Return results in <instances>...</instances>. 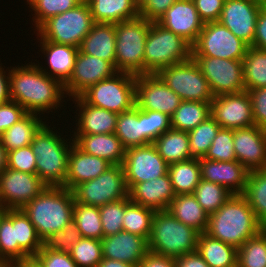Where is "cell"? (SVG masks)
Wrapping results in <instances>:
<instances>
[{
    "label": "cell",
    "instance_id": "6da1fadb",
    "mask_svg": "<svg viewBox=\"0 0 266 267\" xmlns=\"http://www.w3.org/2000/svg\"><path fill=\"white\" fill-rule=\"evenodd\" d=\"M9 86L11 100L22 106L27 113L42 115L56 113L65 102L64 85L43 72L31 61L26 65L10 66ZM63 99V100H62Z\"/></svg>",
    "mask_w": 266,
    "mask_h": 267
},
{
    "label": "cell",
    "instance_id": "7a4b0ae2",
    "mask_svg": "<svg viewBox=\"0 0 266 267\" xmlns=\"http://www.w3.org/2000/svg\"><path fill=\"white\" fill-rule=\"evenodd\" d=\"M264 229L243 194L231 197L208 217L205 233L239 249Z\"/></svg>",
    "mask_w": 266,
    "mask_h": 267
},
{
    "label": "cell",
    "instance_id": "3957f363",
    "mask_svg": "<svg viewBox=\"0 0 266 267\" xmlns=\"http://www.w3.org/2000/svg\"><path fill=\"white\" fill-rule=\"evenodd\" d=\"M48 126L45 123L34 135L30 144L36 156V174L47 186L64 187L70 150L74 141L72 137L70 140L67 138L65 140L61 137L64 133L58 132L56 127L50 128L51 124ZM54 129L56 130L53 131Z\"/></svg>",
    "mask_w": 266,
    "mask_h": 267
},
{
    "label": "cell",
    "instance_id": "277c9868",
    "mask_svg": "<svg viewBox=\"0 0 266 267\" xmlns=\"http://www.w3.org/2000/svg\"><path fill=\"white\" fill-rule=\"evenodd\" d=\"M74 204L75 199L71 190L47 186L22 210L43 242L51 234L63 230L73 220Z\"/></svg>",
    "mask_w": 266,
    "mask_h": 267
},
{
    "label": "cell",
    "instance_id": "5b68a950",
    "mask_svg": "<svg viewBox=\"0 0 266 267\" xmlns=\"http://www.w3.org/2000/svg\"><path fill=\"white\" fill-rule=\"evenodd\" d=\"M199 234L168 210L155 211L148 248L152 253L175 258L196 251Z\"/></svg>",
    "mask_w": 266,
    "mask_h": 267
},
{
    "label": "cell",
    "instance_id": "8992f818",
    "mask_svg": "<svg viewBox=\"0 0 266 267\" xmlns=\"http://www.w3.org/2000/svg\"><path fill=\"white\" fill-rule=\"evenodd\" d=\"M191 57L192 46L187 41L158 22H151L144 51V74H157Z\"/></svg>",
    "mask_w": 266,
    "mask_h": 267
},
{
    "label": "cell",
    "instance_id": "52a82bcc",
    "mask_svg": "<svg viewBox=\"0 0 266 267\" xmlns=\"http://www.w3.org/2000/svg\"><path fill=\"white\" fill-rule=\"evenodd\" d=\"M151 22L137 17L115 23L116 71L144 74V51Z\"/></svg>",
    "mask_w": 266,
    "mask_h": 267
},
{
    "label": "cell",
    "instance_id": "ba28073f",
    "mask_svg": "<svg viewBox=\"0 0 266 267\" xmlns=\"http://www.w3.org/2000/svg\"><path fill=\"white\" fill-rule=\"evenodd\" d=\"M93 24L90 7L87 1L83 0L74 8L49 18L35 34L46 41L79 48Z\"/></svg>",
    "mask_w": 266,
    "mask_h": 267
},
{
    "label": "cell",
    "instance_id": "9c48e42d",
    "mask_svg": "<svg viewBox=\"0 0 266 267\" xmlns=\"http://www.w3.org/2000/svg\"><path fill=\"white\" fill-rule=\"evenodd\" d=\"M135 84L136 75L117 72L89 87L80 97L94 107L120 114L136 105Z\"/></svg>",
    "mask_w": 266,
    "mask_h": 267
},
{
    "label": "cell",
    "instance_id": "30bf717a",
    "mask_svg": "<svg viewBox=\"0 0 266 267\" xmlns=\"http://www.w3.org/2000/svg\"><path fill=\"white\" fill-rule=\"evenodd\" d=\"M157 75L182 101L211 102L214 98L208 80L192 57L161 69Z\"/></svg>",
    "mask_w": 266,
    "mask_h": 267
},
{
    "label": "cell",
    "instance_id": "8fae6325",
    "mask_svg": "<svg viewBox=\"0 0 266 267\" xmlns=\"http://www.w3.org/2000/svg\"><path fill=\"white\" fill-rule=\"evenodd\" d=\"M72 192L75 202L97 207L129 197L124 168L112 165L95 179L77 185Z\"/></svg>",
    "mask_w": 266,
    "mask_h": 267
},
{
    "label": "cell",
    "instance_id": "7c38bea8",
    "mask_svg": "<svg viewBox=\"0 0 266 267\" xmlns=\"http://www.w3.org/2000/svg\"><path fill=\"white\" fill-rule=\"evenodd\" d=\"M249 45L237 38L220 22H206L192 45V57L242 60Z\"/></svg>",
    "mask_w": 266,
    "mask_h": 267
},
{
    "label": "cell",
    "instance_id": "4fadbf2b",
    "mask_svg": "<svg viewBox=\"0 0 266 267\" xmlns=\"http://www.w3.org/2000/svg\"><path fill=\"white\" fill-rule=\"evenodd\" d=\"M208 80L214 96L246 91L242 60L192 57Z\"/></svg>",
    "mask_w": 266,
    "mask_h": 267
},
{
    "label": "cell",
    "instance_id": "5bb4252c",
    "mask_svg": "<svg viewBox=\"0 0 266 267\" xmlns=\"http://www.w3.org/2000/svg\"><path fill=\"white\" fill-rule=\"evenodd\" d=\"M46 187L37 174L7 168L0 173V207L22 209Z\"/></svg>",
    "mask_w": 266,
    "mask_h": 267
},
{
    "label": "cell",
    "instance_id": "9a60e30c",
    "mask_svg": "<svg viewBox=\"0 0 266 267\" xmlns=\"http://www.w3.org/2000/svg\"><path fill=\"white\" fill-rule=\"evenodd\" d=\"M128 189L168 173L169 164L159 155L153 143L126 149L122 164Z\"/></svg>",
    "mask_w": 266,
    "mask_h": 267
},
{
    "label": "cell",
    "instance_id": "2e32d148",
    "mask_svg": "<svg viewBox=\"0 0 266 267\" xmlns=\"http://www.w3.org/2000/svg\"><path fill=\"white\" fill-rule=\"evenodd\" d=\"M135 99L139 109L159 111L169 117L182 101L157 74L136 75Z\"/></svg>",
    "mask_w": 266,
    "mask_h": 267
},
{
    "label": "cell",
    "instance_id": "e0dca14e",
    "mask_svg": "<svg viewBox=\"0 0 266 267\" xmlns=\"http://www.w3.org/2000/svg\"><path fill=\"white\" fill-rule=\"evenodd\" d=\"M210 116L221 128L238 129L255 125L247 91L214 96L210 102Z\"/></svg>",
    "mask_w": 266,
    "mask_h": 267
},
{
    "label": "cell",
    "instance_id": "ac0fdd59",
    "mask_svg": "<svg viewBox=\"0 0 266 267\" xmlns=\"http://www.w3.org/2000/svg\"><path fill=\"white\" fill-rule=\"evenodd\" d=\"M117 71L108 61L78 51L73 72L64 84L66 96L79 97L89 87L112 77Z\"/></svg>",
    "mask_w": 266,
    "mask_h": 267
},
{
    "label": "cell",
    "instance_id": "d6986e66",
    "mask_svg": "<svg viewBox=\"0 0 266 267\" xmlns=\"http://www.w3.org/2000/svg\"><path fill=\"white\" fill-rule=\"evenodd\" d=\"M262 6L254 0H225L218 22L253 46L257 16Z\"/></svg>",
    "mask_w": 266,
    "mask_h": 267
},
{
    "label": "cell",
    "instance_id": "ffe728a7",
    "mask_svg": "<svg viewBox=\"0 0 266 267\" xmlns=\"http://www.w3.org/2000/svg\"><path fill=\"white\" fill-rule=\"evenodd\" d=\"M236 159L249 171L266 169V130L255 125L233 129Z\"/></svg>",
    "mask_w": 266,
    "mask_h": 267
},
{
    "label": "cell",
    "instance_id": "44dd1931",
    "mask_svg": "<svg viewBox=\"0 0 266 267\" xmlns=\"http://www.w3.org/2000/svg\"><path fill=\"white\" fill-rule=\"evenodd\" d=\"M157 22L181 36L191 46L196 42L204 25L193 0H177Z\"/></svg>",
    "mask_w": 266,
    "mask_h": 267
},
{
    "label": "cell",
    "instance_id": "7402d4cb",
    "mask_svg": "<svg viewBox=\"0 0 266 267\" xmlns=\"http://www.w3.org/2000/svg\"><path fill=\"white\" fill-rule=\"evenodd\" d=\"M201 179L225 187L231 194H244L249 170L235 161L199 159Z\"/></svg>",
    "mask_w": 266,
    "mask_h": 267
},
{
    "label": "cell",
    "instance_id": "603a6c76",
    "mask_svg": "<svg viewBox=\"0 0 266 267\" xmlns=\"http://www.w3.org/2000/svg\"><path fill=\"white\" fill-rule=\"evenodd\" d=\"M101 243L104 258L131 263L135 266H138L149 252L146 238L127 231L103 237Z\"/></svg>",
    "mask_w": 266,
    "mask_h": 267
},
{
    "label": "cell",
    "instance_id": "cb8c5ba5",
    "mask_svg": "<svg viewBox=\"0 0 266 267\" xmlns=\"http://www.w3.org/2000/svg\"><path fill=\"white\" fill-rule=\"evenodd\" d=\"M36 38H38L37 40L40 42V46L38 45V47L41 48L40 51L48 63V66H45L46 69L37 61L38 66L47 75L57 79L64 85L69 80L73 72L79 48L46 41L38 34Z\"/></svg>",
    "mask_w": 266,
    "mask_h": 267
},
{
    "label": "cell",
    "instance_id": "d4e9b609",
    "mask_svg": "<svg viewBox=\"0 0 266 267\" xmlns=\"http://www.w3.org/2000/svg\"><path fill=\"white\" fill-rule=\"evenodd\" d=\"M72 101L77 108L79 107L74 112L77 114L75 115V123H77L72 131L73 134L115 133L118 114L87 104L80 96L72 98Z\"/></svg>",
    "mask_w": 266,
    "mask_h": 267
},
{
    "label": "cell",
    "instance_id": "484cf974",
    "mask_svg": "<svg viewBox=\"0 0 266 267\" xmlns=\"http://www.w3.org/2000/svg\"><path fill=\"white\" fill-rule=\"evenodd\" d=\"M175 196L168 173L150 181L136 183L129 189L131 202L156 211L167 210Z\"/></svg>",
    "mask_w": 266,
    "mask_h": 267
},
{
    "label": "cell",
    "instance_id": "4316f807",
    "mask_svg": "<svg viewBox=\"0 0 266 267\" xmlns=\"http://www.w3.org/2000/svg\"><path fill=\"white\" fill-rule=\"evenodd\" d=\"M74 144L83 152L103 158L112 165H122L126 148L113 134H71Z\"/></svg>",
    "mask_w": 266,
    "mask_h": 267
},
{
    "label": "cell",
    "instance_id": "83f0119b",
    "mask_svg": "<svg viewBox=\"0 0 266 267\" xmlns=\"http://www.w3.org/2000/svg\"><path fill=\"white\" fill-rule=\"evenodd\" d=\"M111 166L107 160L87 154L73 144L64 187L72 191L77 185L95 179Z\"/></svg>",
    "mask_w": 266,
    "mask_h": 267
},
{
    "label": "cell",
    "instance_id": "f1b7e54d",
    "mask_svg": "<svg viewBox=\"0 0 266 267\" xmlns=\"http://www.w3.org/2000/svg\"><path fill=\"white\" fill-rule=\"evenodd\" d=\"M116 34L114 23H94L82 40L79 51L110 62L116 70Z\"/></svg>",
    "mask_w": 266,
    "mask_h": 267
},
{
    "label": "cell",
    "instance_id": "f546056e",
    "mask_svg": "<svg viewBox=\"0 0 266 267\" xmlns=\"http://www.w3.org/2000/svg\"><path fill=\"white\" fill-rule=\"evenodd\" d=\"M94 23H120L139 16L138 0H86Z\"/></svg>",
    "mask_w": 266,
    "mask_h": 267
},
{
    "label": "cell",
    "instance_id": "4dcf8cb0",
    "mask_svg": "<svg viewBox=\"0 0 266 267\" xmlns=\"http://www.w3.org/2000/svg\"><path fill=\"white\" fill-rule=\"evenodd\" d=\"M115 135L126 149L146 145L145 111L135 105L118 114Z\"/></svg>",
    "mask_w": 266,
    "mask_h": 267
},
{
    "label": "cell",
    "instance_id": "1f68e13d",
    "mask_svg": "<svg viewBox=\"0 0 266 267\" xmlns=\"http://www.w3.org/2000/svg\"><path fill=\"white\" fill-rule=\"evenodd\" d=\"M196 251L209 267H237L238 249L206 233H200Z\"/></svg>",
    "mask_w": 266,
    "mask_h": 267
},
{
    "label": "cell",
    "instance_id": "d6a6232c",
    "mask_svg": "<svg viewBox=\"0 0 266 267\" xmlns=\"http://www.w3.org/2000/svg\"><path fill=\"white\" fill-rule=\"evenodd\" d=\"M43 115L27 113L22 119L5 130L0 136L2 145L10 152L28 146L32 143L34 135L46 123Z\"/></svg>",
    "mask_w": 266,
    "mask_h": 267
},
{
    "label": "cell",
    "instance_id": "836d02e7",
    "mask_svg": "<svg viewBox=\"0 0 266 267\" xmlns=\"http://www.w3.org/2000/svg\"><path fill=\"white\" fill-rule=\"evenodd\" d=\"M167 210L180 222L205 233L209 215L193 194L176 195Z\"/></svg>",
    "mask_w": 266,
    "mask_h": 267
},
{
    "label": "cell",
    "instance_id": "e575fe53",
    "mask_svg": "<svg viewBox=\"0 0 266 267\" xmlns=\"http://www.w3.org/2000/svg\"><path fill=\"white\" fill-rule=\"evenodd\" d=\"M159 155L170 165L192 159L187 131L170 128L154 142Z\"/></svg>",
    "mask_w": 266,
    "mask_h": 267
},
{
    "label": "cell",
    "instance_id": "d590c367",
    "mask_svg": "<svg viewBox=\"0 0 266 267\" xmlns=\"http://www.w3.org/2000/svg\"><path fill=\"white\" fill-rule=\"evenodd\" d=\"M168 174L176 195L193 194L201 181L199 159L172 163L168 167Z\"/></svg>",
    "mask_w": 266,
    "mask_h": 267
},
{
    "label": "cell",
    "instance_id": "8d00e7d4",
    "mask_svg": "<svg viewBox=\"0 0 266 267\" xmlns=\"http://www.w3.org/2000/svg\"><path fill=\"white\" fill-rule=\"evenodd\" d=\"M30 258L18 245L15 234V209H6L0 215V261Z\"/></svg>",
    "mask_w": 266,
    "mask_h": 267
},
{
    "label": "cell",
    "instance_id": "74e56055",
    "mask_svg": "<svg viewBox=\"0 0 266 267\" xmlns=\"http://www.w3.org/2000/svg\"><path fill=\"white\" fill-rule=\"evenodd\" d=\"M210 116V102L181 101L170 117L171 128L190 131Z\"/></svg>",
    "mask_w": 266,
    "mask_h": 267
},
{
    "label": "cell",
    "instance_id": "f35d334b",
    "mask_svg": "<svg viewBox=\"0 0 266 267\" xmlns=\"http://www.w3.org/2000/svg\"><path fill=\"white\" fill-rule=\"evenodd\" d=\"M254 211L257 220L266 225V169L249 172L246 190L243 194Z\"/></svg>",
    "mask_w": 266,
    "mask_h": 267
},
{
    "label": "cell",
    "instance_id": "ab89813d",
    "mask_svg": "<svg viewBox=\"0 0 266 267\" xmlns=\"http://www.w3.org/2000/svg\"><path fill=\"white\" fill-rule=\"evenodd\" d=\"M242 64L246 91L266 87V51L249 46Z\"/></svg>",
    "mask_w": 266,
    "mask_h": 267
},
{
    "label": "cell",
    "instance_id": "60d3db41",
    "mask_svg": "<svg viewBox=\"0 0 266 267\" xmlns=\"http://www.w3.org/2000/svg\"><path fill=\"white\" fill-rule=\"evenodd\" d=\"M155 211L152 208L130 201L125 206L122 230L142 236L148 240Z\"/></svg>",
    "mask_w": 266,
    "mask_h": 267
},
{
    "label": "cell",
    "instance_id": "b9f144b4",
    "mask_svg": "<svg viewBox=\"0 0 266 267\" xmlns=\"http://www.w3.org/2000/svg\"><path fill=\"white\" fill-rule=\"evenodd\" d=\"M73 222L80 231L81 237L101 240L103 235L99 207L75 202Z\"/></svg>",
    "mask_w": 266,
    "mask_h": 267
},
{
    "label": "cell",
    "instance_id": "7bdbcfd3",
    "mask_svg": "<svg viewBox=\"0 0 266 267\" xmlns=\"http://www.w3.org/2000/svg\"><path fill=\"white\" fill-rule=\"evenodd\" d=\"M220 128L221 126L209 116L196 128L188 131L192 158L200 159L205 156Z\"/></svg>",
    "mask_w": 266,
    "mask_h": 267
},
{
    "label": "cell",
    "instance_id": "ee69618b",
    "mask_svg": "<svg viewBox=\"0 0 266 267\" xmlns=\"http://www.w3.org/2000/svg\"><path fill=\"white\" fill-rule=\"evenodd\" d=\"M193 195L205 212L211 215L215 213L232 194L220 184L201 179Z\"/></svg>",
    "mask_w": 266,
    "mask_h": 267
},
{
    "label": "cell",
    "instance_id": "f6af8a7d",
    "mask_svg": "<svg viewBox=\"0 0 266 267\" xmlns=\"http://www.w3.org/2000/svg\"><path fill=\"white\" fill-rule=\"evenodd\" d=\"M83 0H26L28 7L34 11V14L31 13L32 25L35 28V31L49 18L56 16L57 14H62L78 4Z\"/></svg>",
    "mask_w": 266,
    "mask_h": 267
},
{
    "label": "cell",
    "instance_id": "bcb514c9",
    "mask_svg": "<svg viewBox=\"0 0 266 267\" xmlns=\"http://www.w3.org/2000/svg\"><path fill=\"white\" fill-rule=\"evenodd\" d=\"M237 267H266V232L246 240L238 249Z\"/></svg>",
    "mask_w": 266,
    "mask_h": 267
},
{
    "label": "cell",
    "instance_id": "7dc6e473",
    "mask_svg": "<svg viewBox=\"0 0 266 267\" xmlns=\"http://www.w3.org/2000/svg\"><path fill=\"white\" fill-rule=\"evenodd\" d=\"M15 234L18 245L30 257H34L43 246L34 225L22 209H15Z\"/></svg>",
    "mask_w": 266,
    "mask_h": 267
},
{
    "label": "cell",
    "instance_id": "c3c4849f",
    "mask_svg": "<svg viewBox=\"0 0 266 267\" xmlns=\"http://www.w3.org/2000/svg\"><path fill=\"white\" fill-rule=\"evenodd\" d=\"M69 254L78 267H98L103 259L101 240L81 237Z\"/></svg>",
    "mask_w": 266,
    "mask_h": 267
},
{
    "label": "cell",
    "instance_id": "681fc988",
    "mask_svg": "<svg viewBox=\"0 0 266 267\" xmlns=\"http://www.w3.org/2000/svg\"><path fill=\"white\" fill-rule=\"evenodd\" d=\"M129 202L130 198L126 197L99 207L104 237L115 235L123 231L122 225L125 206Z\"/></svg>",
    "mask_w": 266,
    "mask_h": 267
},
{
    "label": "cell",
    "instance_id": "f907efd6",
    "mask_svg": "<svg viewBox=\"0 0 266 267\" xmlns=\"http://www.w3.org/2000/svg\"><path fill=\"white\" fill-rule=\"evenodd\" d=\"M214 161H235L233 129L220 128L216 137L203 157Z\"/></svg>",
    "mask_w": 266,
    "mask_h": 267
},
{
    "label": "cell",
    "instance_id": "816d5d0a",
    "mask_svg": "<svg viewBox=\"0 0 266 267\" xmlns=\"http://www.w3.org/2000/svg\"><path fill=\"white\" fill-rule=\"evenodd\" d=\"M81 238L73 220L63 230H58L43 241V246L51 250L69 252Z\"/></svg>",
    "mask_w": 266,
    "mask_h": 267
},
{
    "label": "cell",
    "instance_id": "f5cc1de1",
    "mask_svg": "<svg viewBox=\"0 0 266 267\" xmlns=\"http://www.w3.org/2000/svg\"><path fill=\"white\" fill-rule=\"evenodd\" d=\"M145 111L146 144L153 143L160 135L171 128L170 117L159 111Z\"/></svg>",
    "mask_w": 266,
    "mask_h": 267
},
{
    "label": "cell",
    "instance_id": "db71d44e",
    "mask_svg": "<svg viewBox=\"0 0 266 267\" xmlns=\"http://www.w3.org/2000/svg\"><path fill=\"white\" fill-rule=\"evenodd\" d=\"M13 170L36 174V156L30 145L8 152V167Z\"/></svg>",
    "mask_w": 266,
    "mask_h": 267
},
{
    "label": "cell",
    "instance_id": "11a10c76",
    "mask_svg": "<svg viewBox=\"0 0 266 267\" xmlns=\"http://www.w3.org/2000/svg\"><path fill=\"white\" fill-rule=\"evenodd\" d=\"M34 258L42 267H78L69 252L51 250L42 246Z\"/></svg>",
    "mask_w": 266,
    "mask_h": 267
},
{
    "label": "cell",
    "instance_id": "9f6ffc18",
    "mask_svg": "<svg viewBox=\"0 0 266 267\" xmlns=\"http://www.w3.org/2000/svg\"><path fill=\"white\" fill-rule=\"evenodd\" d=\"M177 0H138L139 17L150 22L159 21Z\"/></svg>",
    "mask_w": 266,
    "mask_h": 267
},
{
    "label": "cell",
    "instance_id": "6f0895ef",
    "mask_svg": "<svg viewBox=\"0 0 266 267\" xmlns=\"http://www.w3.org/2000/svg\"><path fill=\"white\" fill-rule=\"evenodd\" d=\"M252 102L255 126L266 130V87L247 91Z\"/></svg>",
    "mask_w": 266,
    "mask_h": 267
},
{
    "label": "cell",
    "instance_id": "680465c9",
    "mask_svg": "<svg viewBox=\"0 0 266 267\" xmlns=\"http://www.w3.org/2000/svg\"><path fill=\"white\" fill-rule=\"evenodd\" d=\"M27 111L15 101H9L0 106V136L5 130L18 122Z\"/></svg>",
    "mask_w": 266,
    "mask_h": 267
},
{
    "label": "cell",
    "instance_id": "91938a15",
    "mask_svg": "<svg viewBox=\"0 0 266 267\" xmlns=\"http://www.w3.org/2000/svg\"><path fill=\"white\" fill-rule=\"evenodd\" d=\"M200 19L206 22L219 20L225 0H193Z\"/></svg>",
    "mask_w": 266,
    "mask_h": 267
},
{
    "label": "cell",
    "instance_id": "94428289",
    "mask_svg": "<svg viewBox=\"0 0 266 267\" xmlns=\"http://www.w3.org/2000/svg\"><path fill=\"white\" fill-rule=\"evenodd\" d=\"M253 47L266 51V6H262L257 16Z\"/></svg>",
    "mask_w": 266,
    "mask_h": 267
},
{
    "label": "cell",
    "instance_id": "6125c7cd",
    "mask_svg": "<svg viewBox=\"0 0 266 267\" xmlns=\"http://www.w3.org/2000/svg\"><path fill=\"white\" fill-rule=\"evenodd\" d=\"M138 267H176L172 257L163 256L149 251L140 261Z\"/></svg>",
    "mask_w": 266,
    "mask_h": 267
},
{
    "label": "cell",
    "instance_id": "be15d7a7",
    "mask_svg": "<svg viewBox=\"0 0 266 267\" xmlns=\"http://www.w3.org/2000/svg\"><path fill=\"white\" fill-rule=\"evenodd\" d=\"M174 260L176 267H209L197 251L175 257Z\"/></svg>",
    "mask_w": 266,
    "mask_h": 267
},
{
    "label": "cell",
    "instance_id": "e7e4bbea",
    "mask_svg": "<svg viewBox=\"0 0 266 267\" xmlns=\"http://www.w3.org/2000/svg\"><path fill=\"white\" fill-rule=\"evenodd\" d=\"M7 69L4 70V68L2 67V63L0 64V106L11 101L9 86L10 68L7 67Z\"/></svg>",
    "mask_w": 266,
    "mask_h": 267
},
{
    "label": "cell",
    "instance_id": "03108f58",
    "mask_svg": "<svg viewBox=\"0 0 266 267\" xmlns=\"http://www.w3.org/2000/svg\"><path fill=\"white\" fill-rule=\"evenodd\" d=\"M98 267H138L131 263H125L119 260L104 258L99 262Z\"/></svg>",
    "mask_w": 266,
    "mask_h": 267
},
{
    "label": "cell",
    "instance_id": "003e7915",
    "mask_svg": "<svg viewBox=\"0 0 266 267\" xmlns=\"http://www.w3.org/2000/svg\"><path fill=\"white\" fill-rule=\"evenodd\" d=\"M8 167V152L0 140V173Z\"/></svg>",
    "mask_w": 266,
    "mask_h": 267
},
{
    "label": "cell",
    "instance_id": "a7ac6f4b",
    "mask_svg": "<svg viewBox=\"0 0 266 267\" xmlns=\"http://www.w3.org/2000/svg\"><path fill=\"white\" fill-rule=\"evenodd\" d=\"M19 267H42V266L34 257H30L27 259L19 260Z\"/></svg>",
    "mask_w": 266,
    "mask_h": 267
},
{
    "label": "cell",
    "instance_id": "89a4df30",
    "mask_svg": "<svg viewBox=\"0 0 266 267\" xmlns=\"http://www.w3.org/2000/svg\"><path fill=\"white\" fill-rule=\"evenodd\" d=\"M0 267H19V260H17V261H0Z\"/></svg>",
    "mask_w": 266,
    "mask_h": 267
},
{
    "label": "cell",
    "instance_id": "2644e50d",
    "mask_svg": "<svg viewBox=\"0 0 266 267\" xmlns=\"http://www.w3.org/2000/svg\"><path fill=\"white\" fill-rule=\"evenodd\" d=\"M254 1L263 5V6H266V0H254Z\"/></svg>",
    "mask_w": 266,
    "mask_h": 267
},
{
    "label": "cell",
    "instance_id": "8c879c8a",
    "mask_svg": "<svg viewBox=\"0 0 266 267\" xmlns=\"http://www.w3.org/2000/svg\"><path fill=\"white\" fill-rule=\"evenodd\" d=\"M4 212V209L0 207V215Z\"/></svg>",
    "mask_w": 266,
    "mask_h": 267
}]
</instances>
